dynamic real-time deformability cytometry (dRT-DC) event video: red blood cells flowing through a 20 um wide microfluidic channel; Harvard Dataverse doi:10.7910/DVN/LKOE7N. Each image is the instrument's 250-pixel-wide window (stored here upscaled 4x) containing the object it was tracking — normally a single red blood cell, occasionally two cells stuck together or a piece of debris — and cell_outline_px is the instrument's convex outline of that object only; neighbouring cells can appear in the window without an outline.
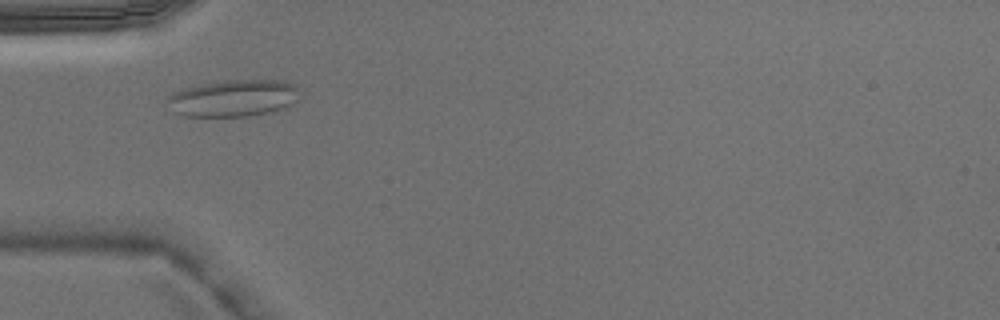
{"species": "Egyptian fruit bat (a non-hibernating species)", "species_latin": "Rousettus aegyptiacus", "temperature_condition": "warm", "stored_images_in_passage": 2, "camera_frame_rate_fps": 3000, "um_per_image_px": 0.085, "animal": {"sex": "male"}, "frame": {"image": 1, "passage_image": 1, "time_ms": 0.0, "image_size_px": [1000, 320], "cell_outline_px": [[296, 100], [284, 108], [268, 112], [248, 116], [184, 116], [172, 112], [168, 100], [168, 96], [172, 92], [184, 88], [200, 84], [224, 80], [284, 80], [292, 84], [296, 88]], "centroid_in_image_um": [19.78, 8.34], "position_along_channel_um": 65.2, "area_um2": 28.21}}